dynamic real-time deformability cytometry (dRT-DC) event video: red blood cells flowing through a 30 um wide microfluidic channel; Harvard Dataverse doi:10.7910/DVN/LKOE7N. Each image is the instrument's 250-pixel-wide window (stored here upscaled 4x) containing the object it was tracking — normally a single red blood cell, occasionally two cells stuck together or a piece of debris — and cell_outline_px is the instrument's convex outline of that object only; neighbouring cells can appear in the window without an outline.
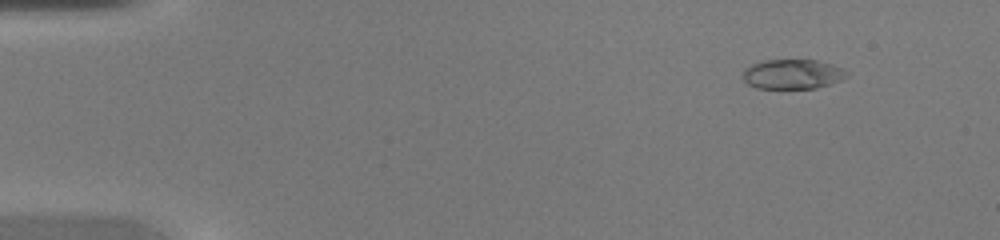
{"species": "common noctule bat (a hibernating species)", "species_latin": "Nyctalus noctula", "temperature_condition": "warm", "stored_images_in_passage": 45, "camera_frame_rate_fps": 3000, "um_per_image_px": 0.085, "animal": {"sex": "female", "body_mass_g": 20.0, "forearm_length_mm": 54.0}, "frame": {"image": 1, "passage_image": 4, "time_ms": 1.0, "image_size_px": [1000, 240], "cell_outline_px": [[848, 76], [840, 80], [816, 88], [756, 88], [748, 84], [744, 80], [744, 68], [752, 64], [764, 60], [816, 60], [832, 64], [848, 72]], "centroid_in_image_um": [67.35, 6.3], "position_along_channel_um": 17.6, "area_um2": 17.8}}
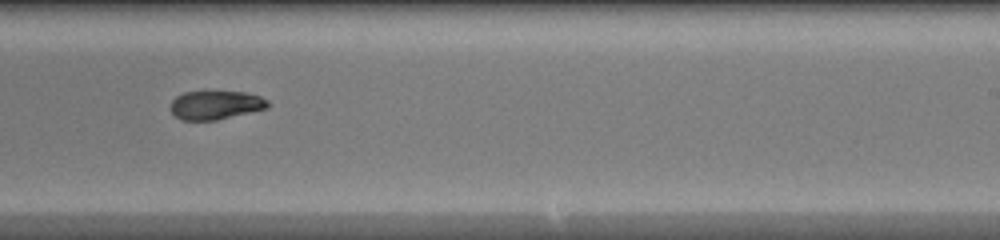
{"frame": {"image": 2, "passage_image": 28, "time_ms": 9.0, "image_size_px": [1000, 240], "cell_outline_px": [[272, 104], [268, 108], [216, 120], [180, 120], [168, 108], [172, 100], [176, 96], [184, 92], [244, 92], [260, 96], [268, 100]], "centroid_in_image_um": [18.33, 8.93], "position_along_channel_um": 270.7, "area_um2": 16.36}}
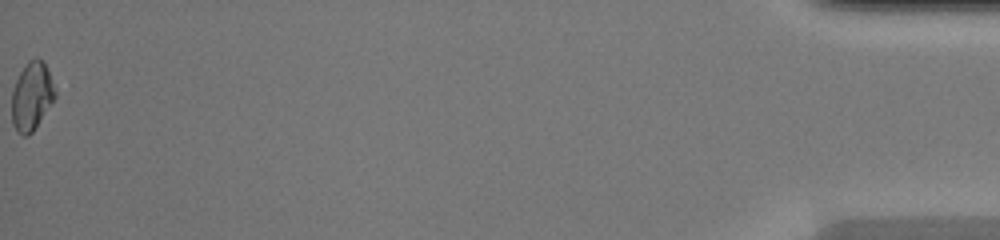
{"frame": {"image": 3, "passage_image": 45, "time_ms": 14.667, "image_size_px": [1000, 240], "cell_outline_px": [[56, 96], [32, 132], [28, 136], [24, 136], [16, 132], [12, 124], [12, 88], [20, 72], [28, 60], [36, 56], [44, 64], [48, 72], [56, 92]], "centroid_in_image_um": [2.66, 8.19], "position_along_channel_um": 432.5, "area_um2": 17.05}}